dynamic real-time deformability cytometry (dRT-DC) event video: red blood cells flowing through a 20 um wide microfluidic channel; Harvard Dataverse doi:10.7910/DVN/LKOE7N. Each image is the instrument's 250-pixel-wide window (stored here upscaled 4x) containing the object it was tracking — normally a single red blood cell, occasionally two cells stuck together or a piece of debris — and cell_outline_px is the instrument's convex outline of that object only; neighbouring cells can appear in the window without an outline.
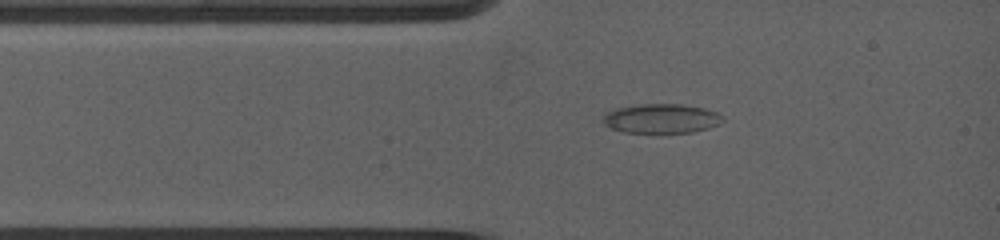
{"species": "common noctule bat (a hibernating species)", "species_latin": "Nyctalus noctula", "temperature_condition": "warm", "stored_images_in_passage": 2, "camera_frame_rate_fps": 5000, "um_per_image_px": 0.085, "animal": {"sex": "female", "body_mass_g": 19.0, "forearm_length_mm": 53.3}, "frame": {"image": 1, "passage_image": 1, "time_ms": 0.0, "image_size_px": [1000, 240], "cell_outline_px": [[724, 120], [720, 124], [708, 128], [692, 132], [624, 132], [612, 128], [604, 124], [604, 120], [612, 112], [620, 108], [644, 104], [672, 104], [700, 108], [716, 112]], "centroid_in_image_um": [56.28, 10.09], "position_along_channel_um": 28.7, "area_um2": 19.54}}
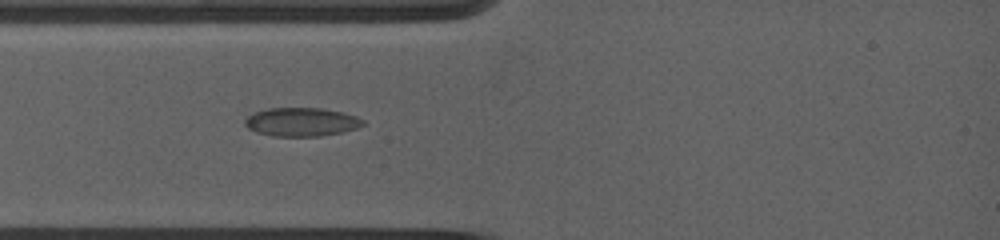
{"frame": {"image": 2, "passage_image": 2, "time_ms": 1.0, "image_size_px": [1000, 240], "cell_outline_px": [[364, 124], [356, 128], [340, 132], [320, 136], [272, 136], [256, 132], [248, 128], [244, 124], [244, 120], [248, 116], [256, 112], [268, 108], [320, 108], [344, 112], [356, 116], [364, 120]], "centroid_in_image_um": [25.61, 10.36], "position_along_channel_um": 59.4, "area_um2": 19.59}}